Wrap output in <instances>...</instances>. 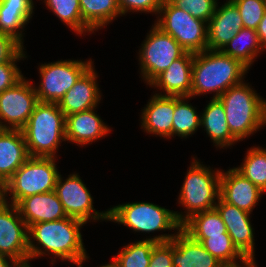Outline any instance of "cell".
Wrapping results in <instances>:
<instances>
[{
    "instance_id": "37",
    "label": "cell",
    "mask_w": 266,
    "mask_h": 267,
    "mask_svg": "<svg viewBox=\"0 0 266 267\" xmlns=\"http://www.w3.org/2000/svg\"><path fill=\"white\" fill-rule=\"evenodd\" d=\"M121 15L128 12L153 13L158 15L164 0H117Z\"/></svg>"
},
{
    "instance_id": "38",
    "label": "cell",
    "mask_w": 266,
    "mask_h": 267,
    "mask_svg": "<svg viewBox=\"0 0 266 267\" xmlns=\"http://www.w3.org/2000/svg\"><path fill=\"white\" fill-rule=\"evenodd\" d=\"M148 267H173L172 240L166 243H157L153 247Z\"/></svg>"
},
{
    "instance_id": "11",
    "label": "cell",
    "mask_w": 266,
    "mask_h": 267,
    "mask_svg": "<svg viewBox=\"0 0 266 267\" xmlns=\"http://www.w3.org/2000/svg\"><path fill=\"white\" fill-rule=\"evenodd\" d=\"M61 176V174L58 175L55 192L68 217L85 223L89 220L108 221V210L99 212L94 208L91 193L78 173L68 175L65 180Z\"/></svg>"
},
{
    "instance_id": "45",
    "label": "cell",
    "mask_w": 266,
    "mask_h": 267,
    "mask_svg": "<svg viewBox=\"0 0 266 267\" xmlns=\"http://www.w3.org/2000/svg\"><path fill=\"white\" fill-rule=\"evenodd\" d=\"M16 267H31V266H30V262L26 261V262L18 263Z\"/></svg>"
},
{
    "instance_id": "40",
    "label": "cell",
    "mask_w": 266,
    "mask_h": 267,
    "mask_svg": "<svg viewBox=\"0 0 266 267\" xmlns=\"http://www.w3.org/2000/svg\"><path fill=\"white\" fill-rule=\"evenodd\" d=\"M256 32L258 34L261 46L263 47L264 50H266V12L264 13V16L262 17L260 23L258 24Z\"/></svg>"
},
{
    "instance_id": "3",
    "label": "cell",
    "mask_w": 266,
    "mask_h": 267,
    "mask_svg": "<svg viewBox=\"0 0 266 267\" xmlns=\"http://www.w3.org/2000/svg\"><path fill=\"white\" fill-rule=\"evenodd\" d=\"M244 82L217 98L223 104L230 132L238 142L266 125V100Z\"/></svg>"
},
{
    "instance_id": "18",
    "label": "cell",
    "mask_w": 266,
    "mask_h": 267,
    "mask_svg": "<svg viewBox=\"0 0 266 267\" xmlns=\"http://www.w3.org/2000/svg\"><path fill=\"white\" fill-rule=\"evenodd\" d=\"M193 59L194 53L186 52L183 56L174 60L166 70L149 84L150 87L164 91L155 94L190 97Z\"/></svg>"
},
{
    "instance_id": "39",
    "label": "cell",
    "mask_w": 266,
    "mask_h": 267,
    "mask_svg": "<svg viewBox=\"0 0 266 267\" xmlns=\"http://www.w3.org/2000/svg\"><path fill=\"white\" fill-rule=\"evenodd\" d=\"M15 63L17 62L0 63V93L13 87L24 77Z\"/></svg>"
},
{
    "instance_id": "26",
    "label": "cell",
    "mask_w": 266,
    "mask_h": 267,
    "mask_svg": "<svg viewBox=\"0 0 266 267\" xmlns=\"http://www.w3.org/2000/svg\"><path fill=\"white\" fill-rule=\"evenodd\" d=\"M177 233L156 235L130 243L111 259L108 267H148L153 247L157 243L170 242Z\"/></svg>"
},
{
    "instance_id": "10",
    "label": "cell",
    "mask_w": 266,
    "mask_h": 267,
    "mask_svg": "<svg viewBox=\"0 0 266 267\" xmlns=\"http://www.w3.org/2000/svg\"><path fill=\"white\" fill-rule=\"evenodd\" d=\"M93 63L91 59H70L41 64L38 68L41 82L34 87L38 101L58 103Z\"/></svg>"
},
{
    "instance_id": "6",
    "label": "cell",
    "mask_w": 266,
    "mask_h": 267,
    "mask_svg": "<svg viewBox=\"0 0 266 267\" xmlns=\"http://www.w3.org/2000/svg\"><path fill=\"white\" fill-rule=\"evenodd\" d=\"M55 157H29L5 183V200L17 205L25 197L55 190L60 174ZM11 198H7L9 196Z\"/></svg>"
},
{
    "instance_id": "23",
    "label": "cell",
    "mask_w": 266,
    "mask_h": 267,
    "mask_svg": "<svg viewBox=\"0 0 266 267\" xmlns=\"http://www.w3.org/2000/svg\"><path fill=\"white\" fill-rule=\"evenodd\" d=\"M173 267H223L200 242L193 240L182 229L172 239Z\"/></svg>"
},
{
    "instance_id": "12",
    "label": "cell",
    "mask_w": 266,
    "mask_h": 267,
    "mask_svg": "<svg viewBox=\"0 0 266 267\" xmlns=\"http://www.w3.org/2000/svg\"><path fill=\"white\" fill-rule=\"evenodd\" d=\"M34 85L23 77L0 93V129H22L38 103Z\"/></svg>"
},
{
    "instance_id": "7",
    "label": "cell",
    "mask_w": 266,
    "mask_h": 267,
    "mask_svg": "<svg viewBox=\"0 0 266 267\" xmlns=\"http://www.w3.org/2000/svg\"><path fill=\"white\" fill-rule=\"evenodd\" d=\"M108 221L122 224L134 232L153 233L155 231L182 229L175 211L150 202L118 204L108 209Z\"/></svg>"
},
{
    "instance_id": "15",
    "label": "cell",
    "mask_w": 266,
    "mask_h": 267,
    "mask_svg": "<svg viewBox=\"0 0 266 267\" xmlns=\"http://www.w3.org/2000/svg\"><path fill=\"white\" fill-rule=\"evenodd\" d=\"M264 192L239 173L230 168L220 173V198L239 209L252 213Z\"/></svg>"
},
{
    "instance_id": "36",
    "label": "cell",
    "mask_w": 266,
    "mask_h": 267,
    "mask_svg": "<svg viewBox=\"0 0 266 267\" xmlns=\"http://www.w3.org/2000/svg\"><path fill=\"white\" fill-rule=\"evenodd\" d=\"M22 45L13 36L0 32V63L17 62L26 59Z\"/></svg>"
},
{
    "instance_id": "2",
    "label": "cell",
    "mask_w": 266,
    "mask_h": 267,
    "mask_svg": "<svg viewBox=\"0 0 266 267\" xmlns=\"http://www.w3.org/2000/svg\"><path fill=\"white\" fill-rule=\"evenodd\" d=\"M250 70L240 60L221 50L194 53L191 98L213 92L219 98L230 87L241 83Z\"/></svg>"
},
{
    "instance_id": "17",
    "label": "cell",
    "mask_w": 266,
    "mask_h": 267,
    "mask_svg": "<svg viewBox=\"0 0 266 267\" xmlns=\"http://www.w3.org/2000/svg\"><path fill=\"white\" fill-rule=\"evenodd\" d=\"M218 4L207 23V49L210 50H222L244 28L240 12L231 0H227L221 7Z\"/></svg>"
},
{
    "instance_id": "33",
    "label": "cell",
    "mask_w": 266,
    "mask_h": 267,
    "mask_svg": "<svg viewBox=\"0 0 266 267\" xmlns=\"http://www.w3.org/2000/svg\"><path fill=\"white\" fill-rule=\"evenodd\" d=\"M243 161L239 167L234 168L266 193V149L251 147Z\"/></svg>"
},
{
    "instance_id": "19",
    "label": "cell",
    "mask_w": 266,
    "mask_h": 267,
    "mask_svg": "<svg viewBox=\"0 0 266 267\" xmlns=\"http://www.w3.org/2000/svg\"><path fill=\"white\" fill-rule=\"evenodd\" d=\"M141 113V127L144 132L164 138L173 137V115L175 96L154 94Z\"/></svg>"
},
{
    "instance_id": "32",
    "label": "cell",
    "mask_w": 266,
    "mask_h": 267,
    "mask_svg": "<svg viewBox=\"0 0 266 267\" xmlns=\"http://www.w3.org/2000/svg\"><path fill=\"white\" fill-rule=\"evenodd\" d=\"M45 5L55 14L68 28L78 35L86 32L94 33L84 22L81 16L79 0H44Z\"/></svg>"
},
{
    "instance_id": "25",
    "label": "cell",
    "mask_w": 266,
    "mask_h": 267,
    "mask_svg": "<svg viewBox=\"0 0 266 267\" xmlns=\"http://www.w3.org/2000/svg\"><path fill=\"white\" fill-rule=\"evenodd\" d=\"M200 115V126L204 128L213 144L215 143L214 146L224 149L238 142L230 132L223 104L217 98L210 99Z\"/></svg>"
},
{
    "instance_id": "28",
    "label": "cell",
    "mask_w": 266,
    "mask_h": 267,
    "mask_svg": "<svg viewBox=\"0 0 266 267\" xmlns=\"http://www.w3.org/2000/svg\"><path fill=\"white\" fill-rule=\"evenodd\" d=\"M83 22L94 32L122 16L117 0H79Z\"/></svg>"
},
{
    "instance_id": "41",
    "label": "cell",
    "mask_w": 266,
    "mask_h": 267,
    "mask_svg": "<svg viewBox=\"0 0 266 267\" xmlns=\"http://www.w3.org/2000/svg\"><path fill=\"white\" fill-rule=\"evenodd\" d=\"M10 262H9V261ZM19 262L10 257L0 255V267H16Z\"/></svg>"
},
{
    "instance_id": "20",
    "label": "cell",
    "mask_w": 266,
    "mask_h": 267,
    "mask_svg": "<svg viewBox=\"0 0 266 267\" xmlns=\"http://www.w3.org/2000/svg\"><path fill=\"white\" fill-rule=\"evenodd\" d=\"M16 206L28 228L35 223L68 217L55 190L25 197Z\"/></svg>"
},
{
    "instance_id": "42",
    "label": "cell",
    "mask_w": 266,
    "mask_h": 267,
    "mask_svg": "<svg viewBox=\"0 0 266 267\" xmlns=\"http://www.w3.org/2000/svg\"><path fill=\"white\" fill-rule=\"evenodd\" d=\"M240 264L237 265H226L223 267H257L255 259H246Z\"/></svg>"
},
{
    "instance_id": "27",
    "label": "cell",
    "mask_w": 266,
    "mask_h": 267,
    "mask_svg": "<svg viewBox=\"0 0 266 267\" xmlns=\"http://www.w3.org/2000/svg\"><path fill=\"white\" fill-rule=\"evenodd\" d=\"M221 51L251 68L258 54L265 50L259 42L256 30L242 28Z\"/></svg>"
},
{
    "instance_id": "14",
    "label": "cell",
    "mask_w": 266,
    "mask_h": 267,
    "mask_svg": "<svg viewBox=\"0 0 266 267\" xmlns=\"http://www.w3.org/2000/svg\"><path fill=\"white\" fill-rule=\"evenodd\" d=\"M215 209L223 220L236 248L247 259H255V233H253L254 228L250 222L251 213L224 202L220 197L217 199Z\"/></svg>"
},
{
    "instance_id": "24",
    "label": "cell",
    "mask_w": 266,
    "mask_h": 267,
    "mask_svg": "<svg viewBox=\"0 0 266 267\" xmlns=\"http://www.w3.org/2000/svg\"><path fill=\"white\" fill-rule=\"evenodd\" d=\"M33 0H0V32L13 36L22 45L23 28L33 17Z\"/></svg>"
},
{
    "instance_id": "35",
    "label": "cell",
    "mask_w": 266,
    "mask_h": 267,
    "mask_svg": "<svg viewBox=\"0 0 266 267\" xmlns=\"http://www.w3.org/2000/svg\"><path fill=\"white\" fill-rule=\"evenodd\" d=\"M176 7L189 12L196 19L209 22L218 0H170Z\"/></svg>"
},
{
    "instance_id": "44",
    "label": "cell",
    "mask_w": 266,
    "mask_h": 267,
    "mask_svg": "<svg viewBox=\"0 0 266 267\" xmlns=\"http://www.w3.org/2000/svg\"><path fill=\"white\" fill-rule=\"evenodd\" d=\"M89 257H85L83 259H80V260H75V261H71V263L77 265L78 267H83V263L88 260ZM100 267H108V264H105V265H102Z\"/></svg>"
},
{
    "instance_id": "30",
    "label": "cell",
    "mask_w": 266,
    "mask_h": 267,
    "mask_svg": "<svg viewBox=\"0 0 266 267\" xmlns=\"http://www.w3.org/2000/svg\"><path fill=\"white\" fill-rule=\"evenodd\" d=\"M192 239L200 242L203 247L224 266L241 264L247 259L233 244V241L228 233L209 236V238Z\"/></svg>"
},
{
    "instance_id": "9",
    "label": "cell",
    "mask_w": 266,
    "mask_h": 267,
    "mask_svg": "<svg viewBox=\"0 0 266 267\" xmlns=\"http://www.w3.org/2000/svg\"><path fill=\"white\" fill-rule=\"evenodd\" d=\"M187 51L171 36L155 24L139 49V64L142 79L149 85L169 65Z\"/></svg>"
},
{
    "instance_id": "31",
    "label": "cell",
    "mask_w": 266,
    "mask_h": 267,
    "mask_svg": "<svg viewBox=\"0 0 266 267\" xmlns=\"http://www.w3.org/2000/svg\"><path fill=\"white\" fill-rule=\"evenodd\" d=\"M191 97L175 96V111L173 115V137L174 135L187 138L194 135L200 128L201 115L195 110L191 104L186 101ZM197 112V113H196Z\"/></svg>"
},
{
    "instance_id": "21",
    "label": "cell",
    "mask_w": 266,
    "mask_h": 267,
    "mask_svg": "<svg viewBox=\"0 0 266 267\" xmlns=\"http://www.w3.org/2000/svg\"><path fill=\"white\" fill-rule=\"evenodd\" d=\"M95 109L66 116V141L85 146L103 138L111 131L110 127L95 113Z\"/></svg>"
},
{
    "instance_id": "34",
    "label": "cell",
    "mask_w": 266,
    "mask_h": 267,
    "mask_svg": "<svg viewBox=\"0 0 266 267\" xmlns=\"http://www.w3.org/2000/svg\"><path fill=\"white\" fill-rule=\"evenodd\" d=\"M238 8L244 28L256 30L264 13L265 0H231Z\"/></svg>"
},
{
    "instance_id": "22",
    "label": "cell",
    "mask_w": 266,
    "mask_h": 267,
    "mask_svg": "<svg viewBox=\"0 0 266 267\" xmlns=\"http://www.w3.org/2000/svg\"><path fill=\"white\" fill-rule=\"evenodd\" d=\"M30 157L20 129H0V181L4 184Z\"/></svg>"
},
{
    "instance_id": "1",
    "label": "cell",
    "mask_w": 266,
    "mask_h": 267,
    "mask_svg": "<svg viewBox=\"0 0 266 267\" xmlns=\"http://www.w3.org/2000/svg\"><path fill=\"white\" fill-rule=\"evenodd\" d=\"M85 224L79 219L66 217L31 225L28 228L29 261L48 254L55 256L52 265L56 257L63 262L88 257L80 231Z\"/></svg>"
},
{
    "instance_id": "29",
    "label": "cell",
    "mask_w": 266,
    "mask_h": 267,
    "mask_svg": "<svg viewBox=\"0 0 266 267\" xmlns=\"http://www.w3.org/2000/svg\"><path fill=\"white\" fill-rule=\"evenodd\" d=\"M182 230L191 238H209L228 233L215 208L195 213L182 224Z\"/></svg>"
},
{
    "instance_id": "43",
    "label": "cell",
    "mask_w": 266,
    "mask_h": 267,
    "mask_svg": "<svg viewBox=\"0 0 266 267\" xmlns=\"http://www.w3.org/2000/svg\"><path fill=\"white\" fill-rule=\"evenodd\" d=\"M6 203L5 200V184L0 181V207Z\"/></svg>"
},
{
    "instance_id": "8",
    "label": "cell",
    "mask_w": 266,
    "mask_h": 267,
    "mask_svg": "<svg viewBox=\"0 0 266 267\" xmlns=\"http://www.w3.org/2000/svg\"><path fill=\"white\" fill-rule=\"evenodd\" d=\"M154 24L171 35L187 52L207 50V22L164 0Z\"/></svg>"
},
{
    "instance_id": "13",
    "label": "cell",
    "mask_w": 266,
    "mask_h": 267,
    "mask_svg": "<svg viewBox=\"0 0 266 267\" xmlns=\"http://www.w3.org/2000/svg\"><path fill=\"white\" fill-rule=\"evenodd\" d=\"M0 255L29 261L28 227L17 206L8 201L0 207Z\"/></svg>"
},
{
    "instance_id": "4",
    "label": "cell",
    "mask_w": 266,
    "mask_h": 267,
    "mask_svg": "<svg viewBox=\"0 0 266 267\" xmlns=\"http://www.w3.org/2000/svg\"><path fill=\"white\" fill-rule=\"evenodd\" d=\"M30 157H57L66 142V117L57 103L38 102L21 129Z\"/></svg>"
},
{
    "instance_id": "16",
    "label": "cell",
    "mask_w": 266,
    "mask_h": 267,
    "mask_svg": "<svg viewBox=\"0 0 266 267\" xmlns=\"http://www.w3.org/2000/svg\"><path fill=\"white\" fill-rule=\"evenodd\" d=\"M97 72L92 65L57 103L65 117L96 108L101 100Z\"/></svg>"
},
{
    "instance_id": "5",
    "label": "cell",
    "mask_w": 266,
    "mask_h": 267,
    "mask_svg": "<svg viewBox=\"0 0 266 267\" xmlns=\"http://www.w3.org/2000/svg\"><path fill=\"white\" fill-rule=\"evenodd\" d=\"M192 159L178 198V204L185 208V214L175 211L181 224L195 213L214 209L216 199L220 196L221 170L215 171L201 164L195 157Z\"/></svg>"
}]
</instances>
